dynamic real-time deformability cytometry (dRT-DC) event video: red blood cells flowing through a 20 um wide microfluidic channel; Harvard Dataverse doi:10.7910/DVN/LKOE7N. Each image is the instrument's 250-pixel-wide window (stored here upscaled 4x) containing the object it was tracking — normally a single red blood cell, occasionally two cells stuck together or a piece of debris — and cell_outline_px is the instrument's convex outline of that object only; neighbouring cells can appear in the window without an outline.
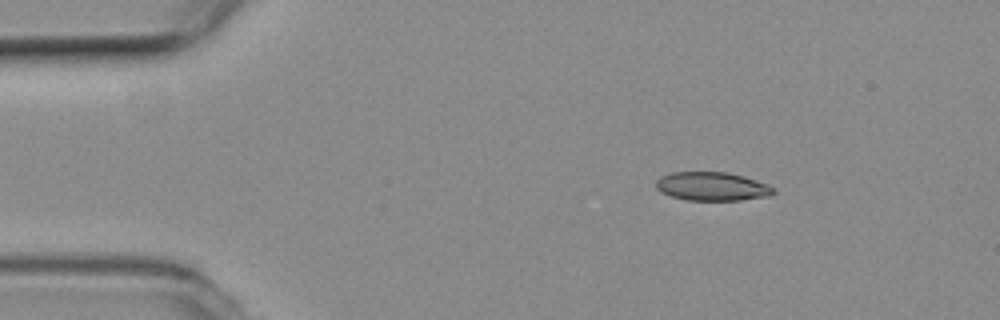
{"species": "common noctule bat (a hibernating species)", "species_latin": "Nyctalus noctula", "temperature_condition": "room temperature", "stored_images_in_passage": 47, "camera_frame_rate_fps": 3000, "um_per_image_px": 0.085, "animal": {"sex": "female", "body_mass_g": 19.3, "forearm_length_mm": 54.1}, "frame": {"image": 1, "passage_image": 1, "time_ms": 0.0, "image_size_px": [1000, 320], "cell_outline_px": [[776, 192], [768, 196], [740, 200], [688, 200], [672, 196], [660, 192], [656, 188], [656, 180], [660, 176], [672, 172], [728, 172], [744, 176], [776, 188]], "centroid_in_image_um": [60.51, 15.84], "position_along_channel_um": 24.5, "area_um2": 19.59}}
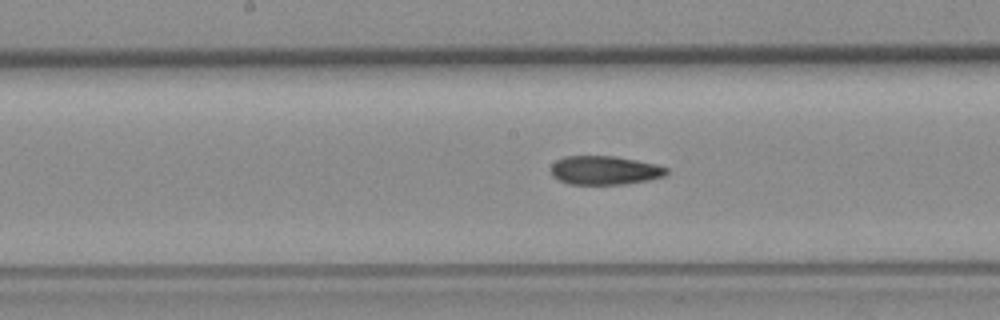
{"frame": {"image": 2, "passage_image": 20, "time_ms": 6.333, "image_size_px": [1000, 320], "cell_outline_px": [[668, 172], [664, 176], [648, 180], [624, 184], [568, 184], [552, 176], [552, 164], [556, 160], [564, 156], [616, 156], [656, 164], [668, 168]], "centroid_in_image_um": [51.4, 14.47], "position_along_channel_um": 196.8, "area_um2": 19.36}}
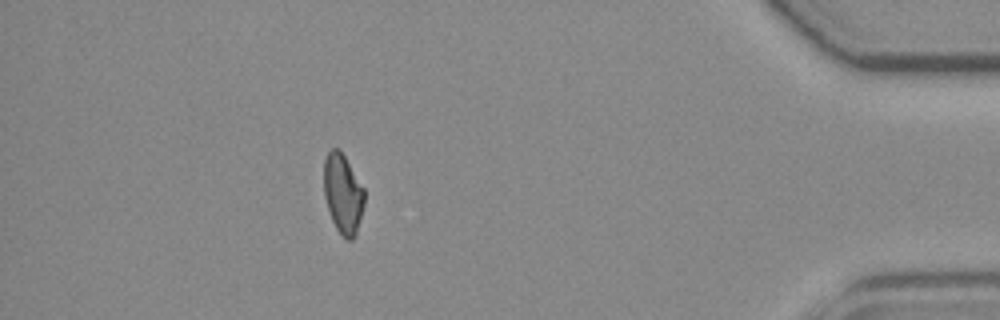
{"frame": {"image": 3, "passage_image": 41, "time_ms": 13.333, "image_size_px": [1000, 320], "cell_outline_px": [[364, 204], [356, 232], [352, 240], [348, 240], [336, 228], [332, 220], [324, 196], [324, 160], [328, 152], [332, 148], [336, 148], [344, 156], [364, 188]], "centroid_in_image_um": [29.14, 16.46], "position_along_channel_um": 406.1, "area_um2": 18.38}, "authors_computed_cell_mechanics": {"area_um2": 19.7098, "velocity_mm_per_s": 3.7768, "shape_relaxation_time_tau1_ms": null, "shape_relaxation_time_tau2_ms": 2.4787, "deformation_change_tau1": null, "deformation_change_tau2": 0.0921}}